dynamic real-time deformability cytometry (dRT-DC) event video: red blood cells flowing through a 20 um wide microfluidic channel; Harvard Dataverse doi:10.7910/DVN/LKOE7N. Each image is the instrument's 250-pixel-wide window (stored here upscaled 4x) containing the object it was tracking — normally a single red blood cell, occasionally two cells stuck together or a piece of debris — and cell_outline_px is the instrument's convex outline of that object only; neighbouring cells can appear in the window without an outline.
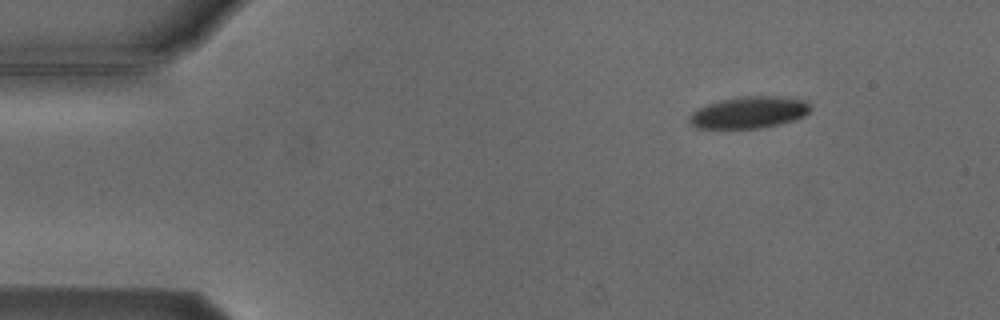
{"species": "Egyptian fruit bat (a non-hibernating species)", "species_latin": "Rousettus aegyptiacus", "temperature_condition": "cold", "stored_images_in_passage": 5, "camera_frame_rate_fps": 3000, "um_per_image_px": 0.085, "animal": {"sex": "male"}, "frame": {"image": 1, "passage_image": 1, "time_ms": 0.0, "image_size_px": [1000, 320], "cell_outline_px": [[812, 108], [804, 116], [780, 124], [760, 128], [696, 128], [688, 124], [688, 116], [696, 108], [720, 100], [740, 96], [776, 96], [804, 100]], "centroid_in_image_um": [63.61, 9.56], "position_along_channel_um": 21.4, "area_um2": 22.48}}
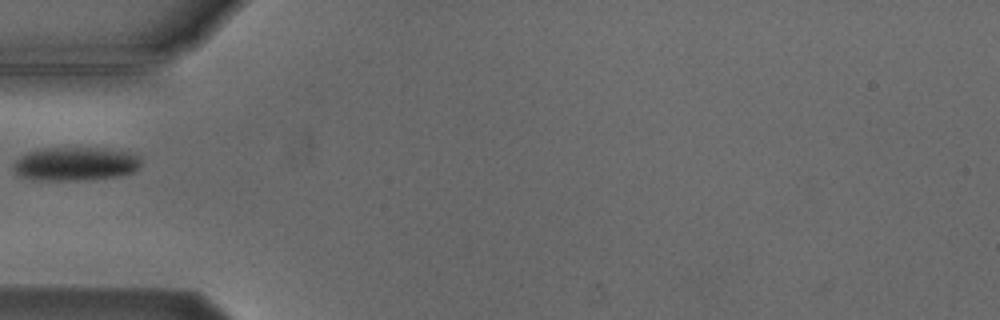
{"frame": {"image": 2, "passage_image": 4, "time_ms": 3.667, "image_size_px": [1000, 320], "cell_outline_px": [[144, 160], [132, 172], [120, 176], [76, 180], [32, 180], [20, 176], [12, 168], [16, 160], [20, 156], [28, 152], [44, 148], [104, 148], [136, 152]], "centroid_in_image_um": [6.45, 13.91], "position_along_channel_um": 78.5, "area_um2": 25.26}}
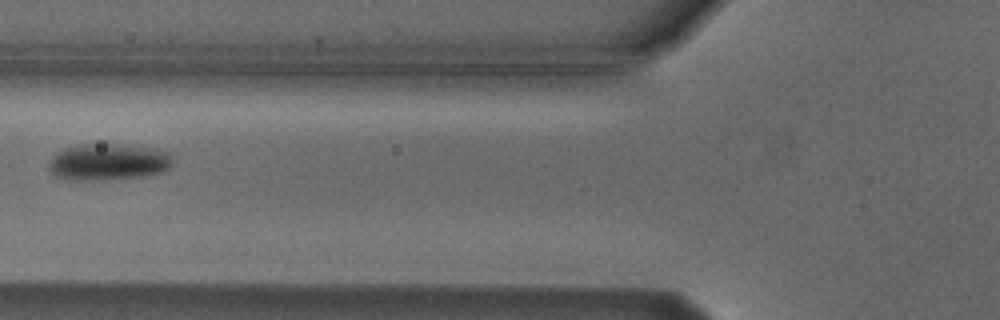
{"frame": {"image": 3, "passage_image": 5, "time_ms": 4.667, "image_size_px": [1000, 320], "cell_outline_px": [[172, 164], [164, 172], [144, 176], [92, 180], [64, 180], [56, 176], [48, 168], [48, 160], [56, 152], [64, 148], [80, 144], [112, 144], [152, 148], [168, 152], [172, 160]], "centroid_in_image_um": [9.14, 13.77], "position_along_channel_um": 116.7, "area_um2": 26.47}}